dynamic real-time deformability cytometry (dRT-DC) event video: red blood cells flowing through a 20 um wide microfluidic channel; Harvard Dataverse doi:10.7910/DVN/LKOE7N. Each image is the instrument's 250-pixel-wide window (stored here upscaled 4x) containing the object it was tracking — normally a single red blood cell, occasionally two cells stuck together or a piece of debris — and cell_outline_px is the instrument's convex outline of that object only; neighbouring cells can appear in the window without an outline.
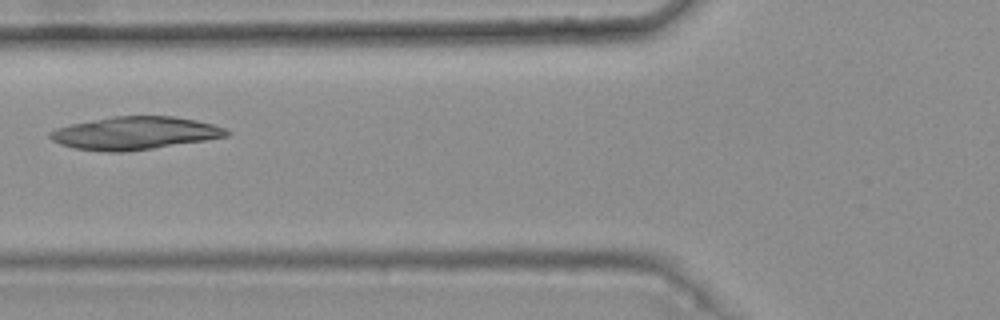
{"species": "common noctule bat (a hibernating species)", "species_latin": "Nyctalus noctula", "temperature_condition": "warm", "stored_images_in_passage": 7, "camera_frame_rate_fps": 3000, "um_per_image_px": 0.085, "animal": {"sex": "female", "body_mass_g": 25.1}, "frame": {"image": 1, "passage_image": 6, "time_ms": 1.667, "image_size_px": [1000, 320], "cell_outline_px": [[232, 132], [228, 136], [204, 140], [152, 148], [124, 152], [104, 152], [76, 148], [60, 144], [52, 140], [48, 136], [48, 132], [56, 128], [72, 124], [112, 116], [172, 116], [196, 120], [212, 124], [224, 128]], "centroid_in_image_um": [11.44, 11.31], "position_along_channel_um": 114.4, "area_um2": 33.58}}
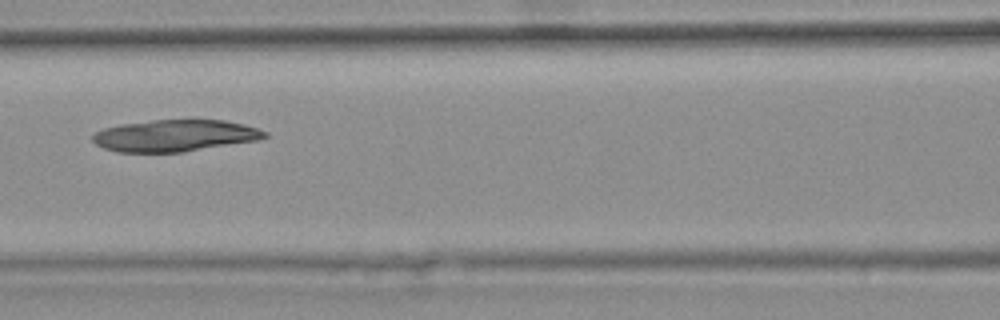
{"frame": {"image": 2, "passage_image": 7, "time_ms": 2.0, "image_size_px": [1000, 320], "cell_outline_px": [[268, 136], [260, 140], [180, 152], [116, 152], [104, 148], [96, 144], [92, 140], [92, 136], [96, 132], [104, 128], [120, 124], [152, 120], [224, 120], [244, 124], [268, 132]], "centroid_in_image_um": [14.87, 11.53], "position_along_channel_um": 151.7, "area_um2": 31.79}}